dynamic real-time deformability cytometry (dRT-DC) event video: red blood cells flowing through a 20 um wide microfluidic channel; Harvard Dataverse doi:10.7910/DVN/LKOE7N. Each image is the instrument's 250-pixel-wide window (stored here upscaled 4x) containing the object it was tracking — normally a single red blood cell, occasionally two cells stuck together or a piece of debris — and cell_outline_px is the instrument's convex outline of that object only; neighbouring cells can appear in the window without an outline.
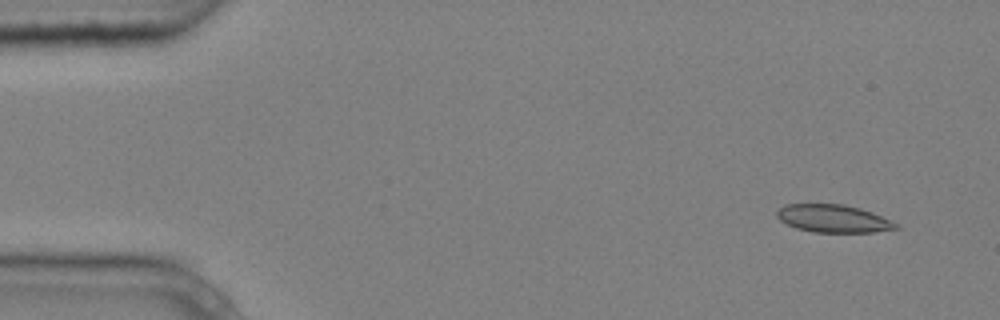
{"species": "common noctule bat (a hibernating species)", "species_latin": "Nyctalus noctula", "temperature_condition": "cold", "stored_images_in_passage": 4, "camera_frame_rate_fps": 3000, "um_per_image_px": 0.085, "animal": {"sex": "male", "body_mass_g": 20.4}, "frame": {"image": 1, "passage_image": 1, "time_ms": 0.0, "image_size_px": [1000, 320], "cell_outline_px": [[900, 228], [872, 232], [812, 232], [796, 228], [780, 220], [776, 216], [776, 212], [784, 204], [844, 204], [860, 208], [872, 212], [900, 224]], "centroid_in_image_um": [70.84, 18.57], "position_along_channel_um": 14.2, "area_um2": 19.31}}
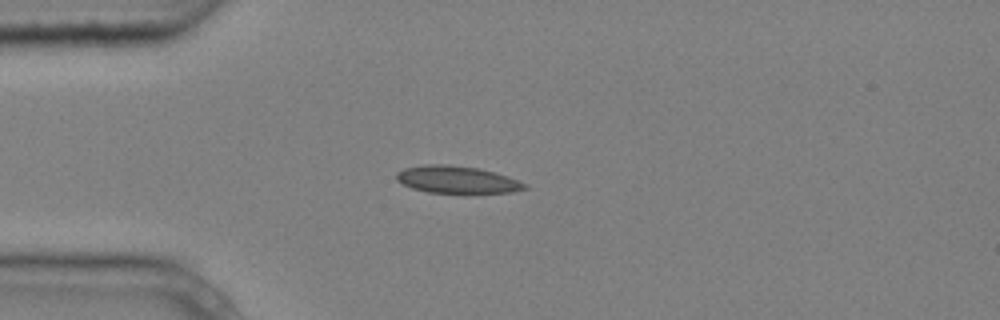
{"frame": {"image": 2, "passage_image": 4, "time_ms": 1.0, "image_size_px": [1000, 320], "cell_outline_px": [[528, 188], [512, 192], [428, 192], [412, 188], [396, 180], [396, 172], [404, 168], [424, 164], [448, 164], [476, 168], [496, 172], [528, 184]], "centroid_in_image_um": [38.83, 15.25], "position_along_channel_um": 46.2, "area_um2": 20.17}}